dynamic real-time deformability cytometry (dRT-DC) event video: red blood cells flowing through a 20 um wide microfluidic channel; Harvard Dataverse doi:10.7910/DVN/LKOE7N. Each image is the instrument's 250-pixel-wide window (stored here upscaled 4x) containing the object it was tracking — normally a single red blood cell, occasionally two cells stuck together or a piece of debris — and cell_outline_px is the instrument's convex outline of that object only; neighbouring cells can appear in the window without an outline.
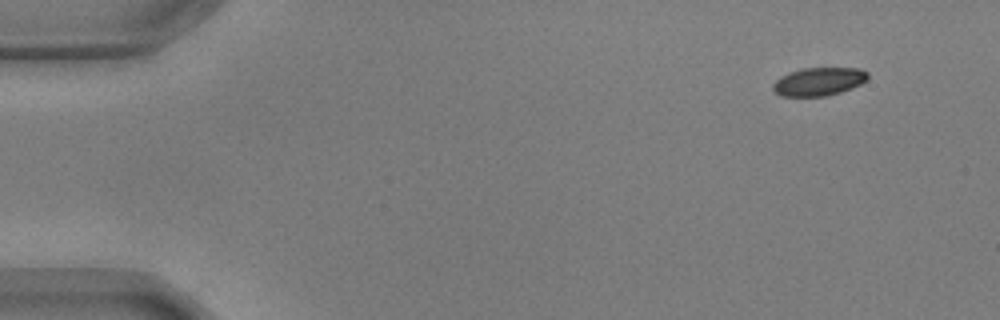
{"species": "common noctule bat (a hibernating species)", "species_latin": "Nyctalus noctula", "temperature_condition": "warm", "stored_images_in_passage": 12, "camera_frame_rate_fps": 3000, "um_per_image_px": 0.085, "animal": {"sex": "male", "body_mass_g": 17.9, "forearm_length_mm": 54.2}, "frame": {"image": 1, "passage_image": 1, "time_ms": 0.0, "image_size_px": [1000, 320], "cell_outline_px": [[868, 80], [852, 88], [840, 92], [824, 96], [780, 96], [772, 88], [772, 84], [780, 76], [804, 68], [860, 68], [868, 72]], "centroid_in_image_um": [69.61, 6.93], "position_along_channel_um": 15.4, "area_um2": 15.55}}